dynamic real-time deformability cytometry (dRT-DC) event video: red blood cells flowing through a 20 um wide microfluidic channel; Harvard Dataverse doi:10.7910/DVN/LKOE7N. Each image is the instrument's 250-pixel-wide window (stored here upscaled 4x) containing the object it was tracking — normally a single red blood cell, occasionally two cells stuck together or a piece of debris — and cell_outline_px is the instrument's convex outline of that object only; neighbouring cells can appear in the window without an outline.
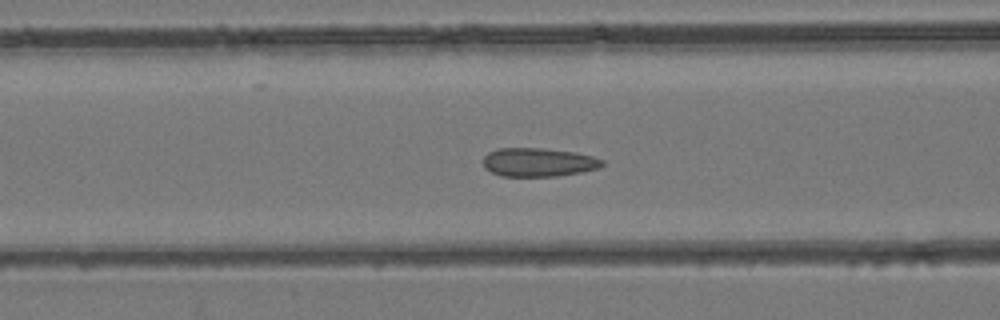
{"species": "common noctule bat (a hibernating species)", "species_latin": "Nyctalus noctula", "temperature_condition": "room temperature", "stored_images_in_passage": 51, "camera_frame_rate_fps": 3000, "um_per_image_px": 0.085, "animal": {"sex": "female", "body_mass_g": 24.6, "forearm_length_mm": 56.2}, "frame": {"image": 1, "passage_image": 21, "time_ms": 6.667, "image_size_px": [1000, 320], "cell_outline_px": [[604, 164], [600, 168], [580, 172], [556, 176], [500, 176], [484, 168], [484, 156], [488, 152], [500, 148], [540, 148], [576, 152], [592, 156], [604, 160]], "centroid_in_image_um": [45.77, 13.79], "position_along_channel_um": 120.8, "area_um2": 19.88}}
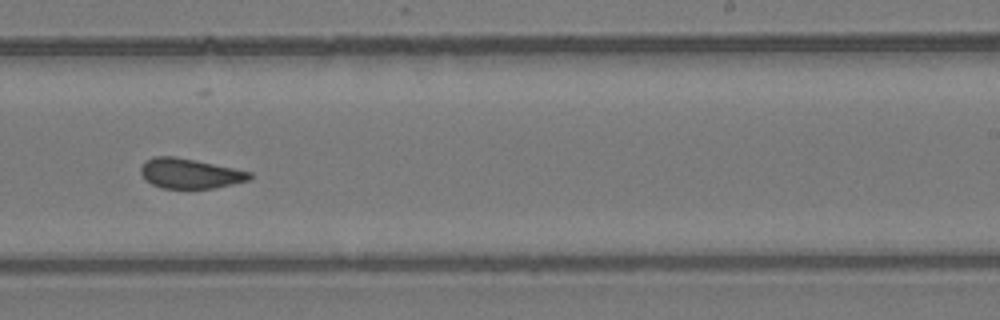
{"frame": {"image": 2, "passage_image": 32, "time_ms": 10.333, "image_size_px": [1000, 320], "cell_outline_px": [[252, 176], [248, 180], [216, 188], [160, 188], [144, 180], [140, 172], [140, 168], [148, 160], [156, 156], [176, 156], [196, 160], [252, 172]], "centroid_in_image_um": [16.13, 14.75], "position_along_channel_um": 272.9, "area_um2": 18.96}}
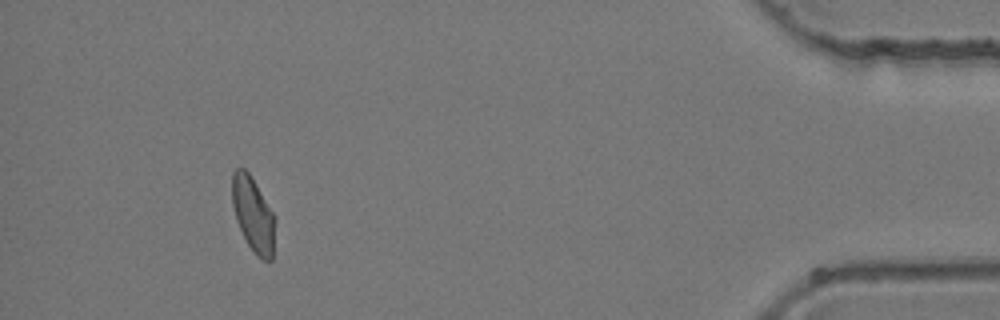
{"frame": {"image": 3, "passage_image": 47, "time_ms": 15.333, "image_size_px": [1000, 320], "cell_outline_px": [[276, 220], [272, 260], [264, 260], [256, 256], [248, 244], [236, 220], [232, 204], [232, 172], [236, 168], [244, 168], [248, 172], [272, 212]], "centroid_in_image_um": [21.51, 18.25], "position_along_channel_um": 413.7, "area_um2": 18.5}}